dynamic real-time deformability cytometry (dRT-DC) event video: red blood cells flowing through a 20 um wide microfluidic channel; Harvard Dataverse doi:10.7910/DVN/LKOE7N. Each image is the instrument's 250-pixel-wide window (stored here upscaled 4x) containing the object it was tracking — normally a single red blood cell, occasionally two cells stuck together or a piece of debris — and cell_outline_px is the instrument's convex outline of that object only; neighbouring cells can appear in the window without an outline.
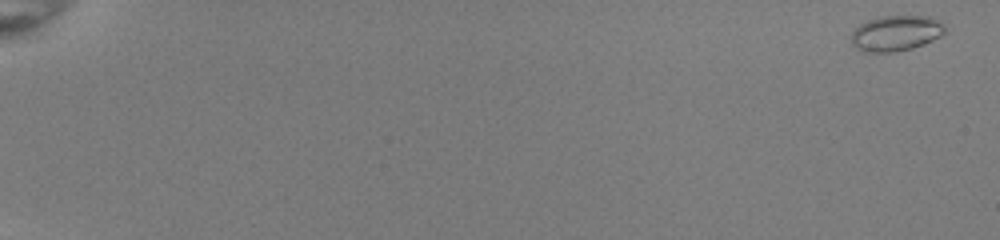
{"species": "common noctule bat (a hibernating species)", "species_latin": "Nyctalus noctula", "temperature_condition": "room temperature", "stored_images_in_passage": 53, "camera_frame_rate_fps": 3000, "um_per_image_px": 0.085, "animal": {"sex": "female", "body_mass_g": 22.0, "forearm_length_mm": 56.7}, "frame": {"image": 1, "passage_image": 1, "time_ms": 0.0, "image_size_px": [1000, 240], "cell_outline_px": [[944, 32], [940, 36], [924, 44], [912, 48], [896, 52], [864, 52], [856, 48], [852, 44], [852, 32], [860, 24], [868, 20], [880, 16], [928, 16], [936, 20], [944, 28]], "centroid_in_image_um": [76.11, 2.83], "position_along_channel_um": 8.9, "area_um2": 19.19}}
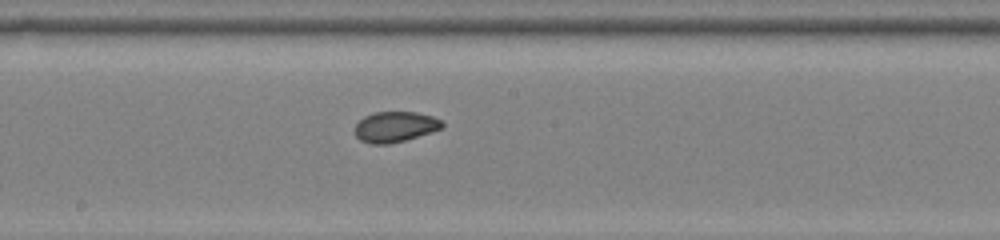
{"frame": {"image": 2, "passage_image": 32, "time_ms": 10.333, "image_size_px": [1000, 240], "cell_outline_px": [[444, 128], [432, 132], [404, 140], [388, 144], [368, 144], [360, 140], [356, 136], [356, 124], [364, 116], [376, 112], [416, 112], [432, 116], [440, 120], [444, 124]], "centroid_in_image_um": [33.59, 10.78], "position_along_channel_um": 214.6, "area_um2": 15.49}}
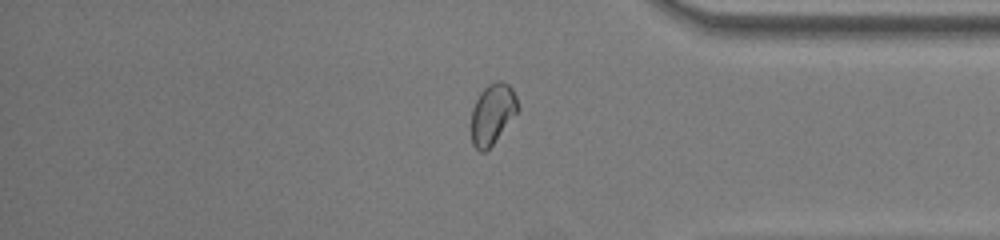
{"frame": {"image": 3, "passage_image": 46, "time_ms": 15.0, "image_size_px": [1000, 240], "cell_outline_px": [[520, 108], [492, 144], [484, 152], [480, 152], [472, 144], [472, 108], [480, 92], [488, 84], [496, 80], [500, 80], [508, 84], [512, 88], [516, 96]], "centroid_in_image_um": [41.86, 9.64], "position_along_channel_um": 393.3, "area_um2": 16.24}, "authors_computed_cell_mechanics": {"area_um2": 16.8198, "velocity_mm_per_s": 4.0019, "shape_relaxation_time_tau1_ms": 7.6182, "shape_relaxation_time_tau2_ms": 1.1771, "deformation_change_tau1": 0.1456, "deformation_change_tau2": 0.0383}}